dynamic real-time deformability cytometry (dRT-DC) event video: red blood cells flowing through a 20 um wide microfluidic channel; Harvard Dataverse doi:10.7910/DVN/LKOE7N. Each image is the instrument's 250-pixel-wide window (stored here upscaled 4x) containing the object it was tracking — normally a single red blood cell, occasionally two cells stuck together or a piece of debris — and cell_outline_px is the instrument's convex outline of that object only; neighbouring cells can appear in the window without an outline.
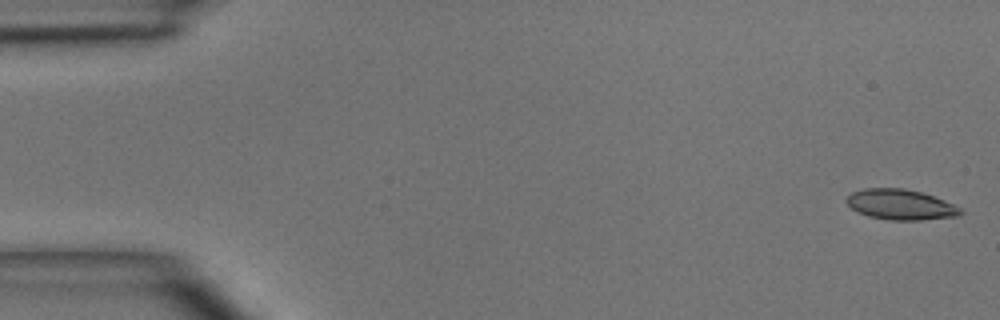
{"species": "common noctule bat (a hibernating species)", "species_latin": "Nyctalus noctula", "temperature_condition": "room temperature", "stored_images_in_passage": 6, "camera_frame_rate_fps": 3000, "um_per_image_px": 0.085, "animal": {"sex": "male", "body_mass_g": 15.6}, "frame": {"image": 1, "passage_image": 1, "time_ms": 0.0, "image_size_px": [1000, 320], "cell_outline_px": [[964, 212], [960, 216], [920, 220], [888, 220], [868, 216], [852, 208], [844, 200], [852, 192], [864, 188], [904, 188], [920, 192], [944, 200], [960, 208]], "centroid_in_image_um": [76.55, 17.39], "position_along_channel_um": 8.5, "area_um2": 20.11}}
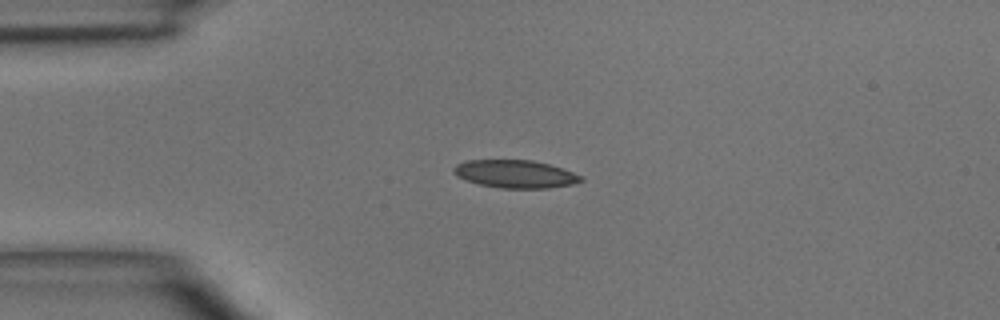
{"frame": {"image": 2, "passage_image": 4, "time_ms": 3.333, "image_size_px": [1000, 320], "cell_outline_px": [[584, 180], [572, 184], [548, 188], [500, 188], [480, 184], [456, 176], [452, 172], [452, 168], [456, 164], [468, 160], [532, 160], [548, 164], [584, 176]], "centroid_in_image_um": [43.79, 14.79], "position_along_channel_um": 41.2, "area_um2": 20.58}}
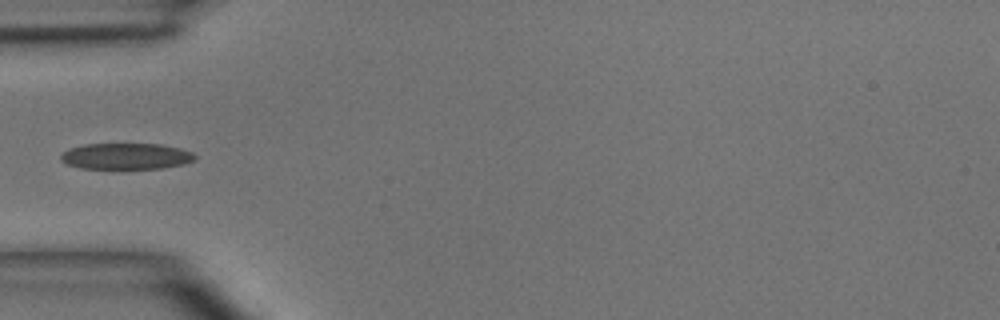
{"frame": {"image": 3, "passage_image": 5, "time_ms": 4.667, "image_size_px": [1000, 320], "cell_outline_px": [[196, 160], [184, 164], [160, 168], [120, 172], [80, 168], [68, 164], [60, 160], [60, 156], [68, 148], [84, 144], [160, 144], [180, 148], [192, 152], [196, 156]], "centroid_in_image_um": [10.7, 13.33], "position_along_channel_um": 74.3, "area_um2": 21.56}}